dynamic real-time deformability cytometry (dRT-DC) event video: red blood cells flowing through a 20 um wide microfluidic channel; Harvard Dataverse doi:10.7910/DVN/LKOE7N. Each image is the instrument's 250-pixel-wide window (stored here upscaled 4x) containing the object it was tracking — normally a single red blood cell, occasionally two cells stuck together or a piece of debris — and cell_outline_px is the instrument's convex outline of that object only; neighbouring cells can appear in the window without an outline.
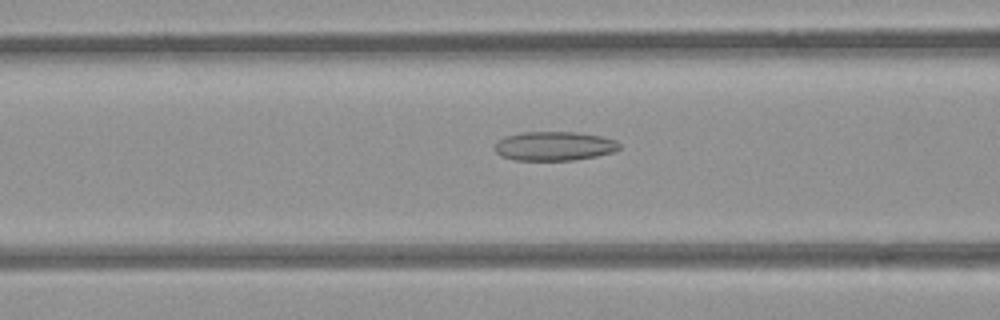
{"species": "common noctule bat (a hibernating species)", "species_latin": "Nyctalus noctula", "temperature_condition": "room temperature", "stored_images_in_passage": 52, "camera_frame_rate_fps": 3000, "um_per_image_px": 0.085, "animal": {"sex": "female", "body_mass_g": 21.9}, "frame": {"image": 1, "passage_image": 22, "time_ms": 7.0, "image_size_px": [1000, 320], "cell_outline_px": [[620, 148], [612, 152], [596, 156], [572, 160], [512, 160], [500, 156], [496, 152], [496, 144], [504, 136], [524, 132], [576, 132], [600, 136], [616, 140], [620, 144]], "centroid_in_image_um": [47.1, 12.42], "position_along_channel_um": 119.5, "area_um2": 21.04}}
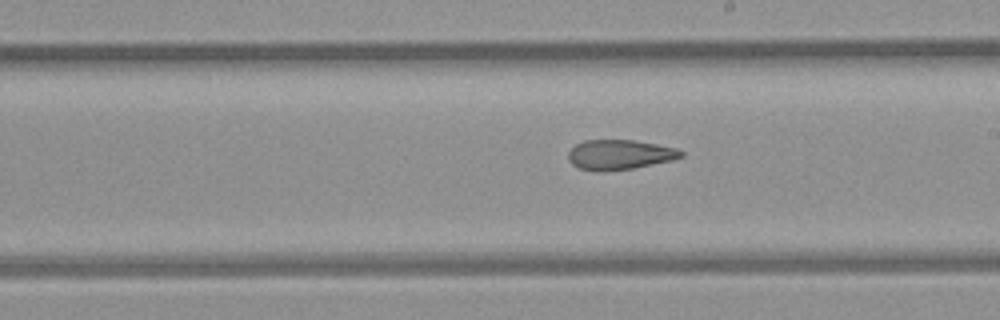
{"frame": {"image": 2, "passage_image": 31, "time_ms": 10.0, "image_size_px": [1000, 320], "cell_outline_px": [[684, 156], [672, 160], [632, 168], [604, 172], [596, 172], [580, 168], [572, 164], [568, 160], [568, 152], [576, 144], [584, 140], [636, 140], [676, 148], [684, 152]], "centroid_in_image_um": [52.65, 13.15], "position_along_channel_um": 236.3, "area_um2": 19.71}}
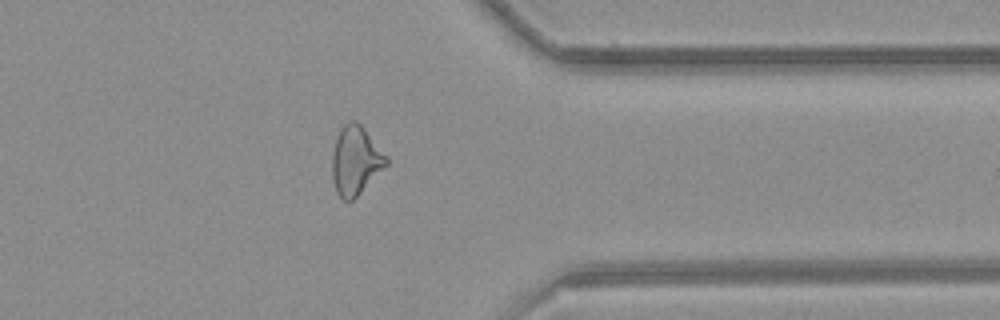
{"frame": {"image": 3, "passage_image": 43, "time_ms": 14.0, "image_size_px": [1000, 320], "cell_outline_px": [[388, 164], [348, 204], [336, 192], [332, 180], [332, 152], [340, 128], [348, 120], [356, 120], [360, 124], [388, 156]], "centroid_in_image_um": [30.21, 13.63], "position_along_channel_um": 381.2, "area_um2": 21.68}, "authors_computed_cell_mechanics": {"area_um2": 21.7906, "velocity_mm_per_s": 3.8926, "shape_relaxation_time_tau1_ms": null, "shape_relaxation_time_tau2_ms": 4.6244, "deformation_change_tau1": null, "deformation_change_tau2": 0.1424}}